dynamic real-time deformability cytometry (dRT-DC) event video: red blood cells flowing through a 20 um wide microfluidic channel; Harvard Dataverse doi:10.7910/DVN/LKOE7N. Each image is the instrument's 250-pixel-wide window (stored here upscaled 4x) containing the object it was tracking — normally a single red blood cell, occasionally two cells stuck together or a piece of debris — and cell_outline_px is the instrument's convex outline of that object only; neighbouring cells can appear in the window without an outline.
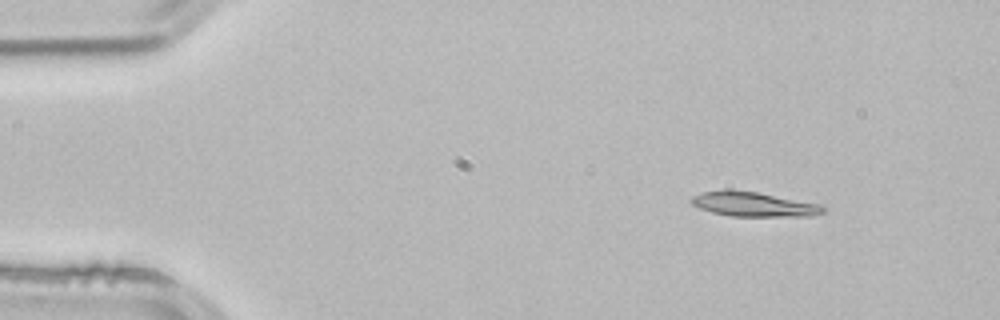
{"species": "common noctule bat (a hibernating species)", "species_latin": "Nyctalus noctula", "temperature_condition": "room temperature", "stored_images_in_passage": 4, "camera_frame_rate_fps": 3000, "um_per_image_px": 0.085, "animal": {"sex": "male", "body_mass_g": 21.5, "forearm_length_mm": 52.0}, "frame": {"image": 1, "passage_image": 2, "time_ms": 0.333, "image_size_px": [1000, 320], "cell_outline_px": [[828, 208], [824, 212], [812, 216], [728, 216], [712, 212], [700, 208], [692, 204], [692, 196], [700, 192], [724, 188], [728, 188], [756, 192], [824, 204]], "centroid_in_image_um": [64.09, 17.34], "position_along_channel_um": 20.9, "area_um2": 19.31}}
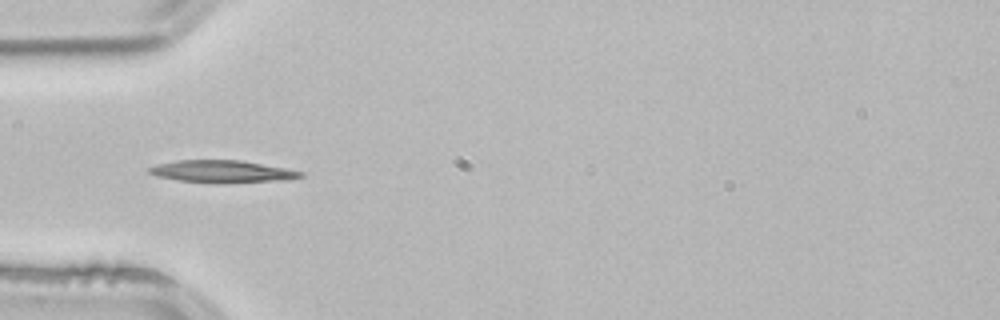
{"frame": {"image": 2, "passage_image": 4, "time_ms": 1.0, "image_size_px": [1000, 320], "cell_outline_px": [[304, 176], [288, 180], [180, 180], [156, 176], [148, 172], [148, 168], [156, 164], [176, 160], [240, 160], [288, 168], [304, 172]], "centroid_in_image_um": [18.88, 14.51], "position_along_channel_um": 66.1, "area_um2": 18.44}}